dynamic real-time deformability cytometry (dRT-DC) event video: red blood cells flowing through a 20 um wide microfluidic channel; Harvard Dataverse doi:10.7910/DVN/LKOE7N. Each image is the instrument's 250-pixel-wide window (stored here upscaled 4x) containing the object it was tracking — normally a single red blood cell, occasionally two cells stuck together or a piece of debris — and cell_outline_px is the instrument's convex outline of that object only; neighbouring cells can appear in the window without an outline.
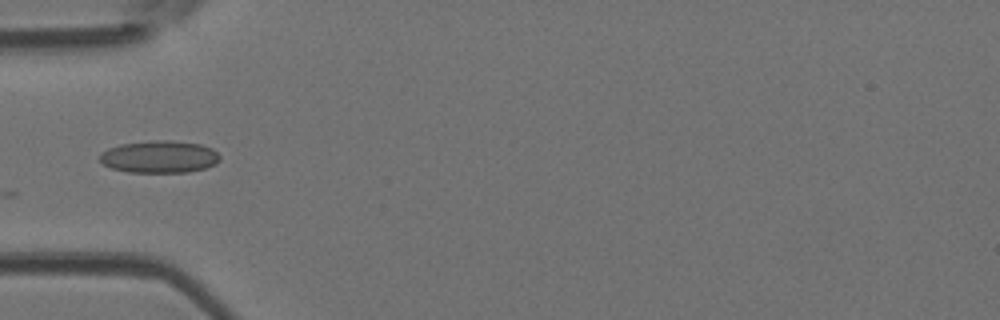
{"species": "Egyptian fruit bat (a non-hibernating species)", "species_latin": "Rousettus aegyptiacus", "temperature_condition": "room temperature", "stored_images_in_passage": 25, "camera_frame_rate_fps": 3000, "um_per_image_px": 0.085, "animal": {"sex": "female"}, "frame": {"image": 1, "passage_image": 1, "time_ms": 0.0, "image_size_px": [1000, 320], "cell_outline_px": [[220, 160], [216, 164], [204, 168], [188, 172], [128, 172], [112, 168], [104, 164], [100, 160], [100, 152], [108, 148], [120, 144], [152, 140], [172, 140], [200, 144], [212, 148], [220, 156]], "centroid_in_image_um": [13.55, 13.32], "position_along_channel_um": 71.4, "area_um2": 22.66}}
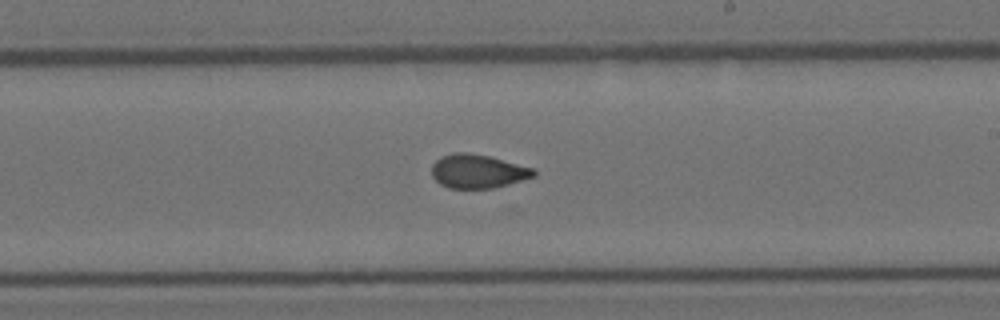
{"frame": {"image": 2, "passage_image": 14, "time_ms": 4.333, "image_size_px": [1000, 320], "cell_outline_px": [[536, 176], [508, 184], [492, 188], [448, 188], [440, 184], [432, 176], [432, 164], [440, 156], [456, 152], [468, 152], [488, 156], [536, 168]], "centroid_in_image_um": [40.62, 14.55], "position_along_channel_um": 248.4, "area_um2": 20.17}}
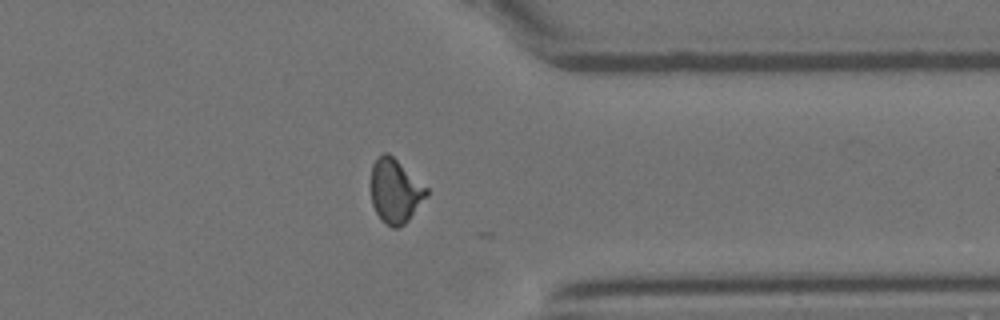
{"frame": {"image": 3, "passage_image": 24, "time_ms": 7.667, "image_size_px": [1000, 320], "cell_outline_px": [[428, 196], [408, 220], [400, 228], [392, 228], [384, 224], [380, 220], [372, 204], [372, 164], [384, 152], [388, 152], [428, 188]], "centroid_in_image_um": [33.61, 16.27], "position_along_channel_um": 377.8, "area_um2": 20.69}, "authors_computed_cell_mechanics": {"area_um2": 20.519, "velocity_mm_per_s": 4.0784, "shape_relaxation_time_tau1_ms": 11.1332, "shape_relaxation_time_tau2_ms": 1.1495, "deformation_change_tau1": 0.2021, "deformation_change_tau2": 0.0596}}